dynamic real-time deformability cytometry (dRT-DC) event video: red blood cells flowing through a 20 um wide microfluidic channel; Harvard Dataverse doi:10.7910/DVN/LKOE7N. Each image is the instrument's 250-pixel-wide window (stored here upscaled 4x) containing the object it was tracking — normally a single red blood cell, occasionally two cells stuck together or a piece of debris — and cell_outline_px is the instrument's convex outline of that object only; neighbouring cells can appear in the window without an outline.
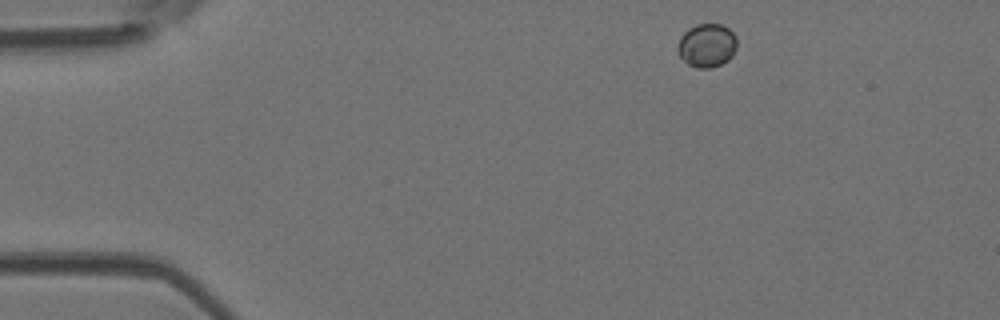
{"species": "Egyptian fruit bat (a non-hibernating species)", "species_latin": "Rousettus aegyptiacus", "temperature_condition": "room temperature", "stored_images_in_passage": 3, "camera_frame_rate_fps": 3000, "um_per_image_px": 0.085, "animal": {"sex": "female"}, "frame": {"image": 1, "passage_image": 1, "time_ms": 0.0, "image_size_px": [1000, 320], "cell_outline_px": [[736, 48], [732, 56], [728, 60], [712, 68], [696, 68], [688, 64], [676, 52], [676, 48], [680, 36], [688, 28], [696, 24], [720, 24], [728, 28], [736, 36]], "centroid_in_image_um": [60.06, 3.86], "position_along_channel_um": 24.9, "area_um2": 15.2}}